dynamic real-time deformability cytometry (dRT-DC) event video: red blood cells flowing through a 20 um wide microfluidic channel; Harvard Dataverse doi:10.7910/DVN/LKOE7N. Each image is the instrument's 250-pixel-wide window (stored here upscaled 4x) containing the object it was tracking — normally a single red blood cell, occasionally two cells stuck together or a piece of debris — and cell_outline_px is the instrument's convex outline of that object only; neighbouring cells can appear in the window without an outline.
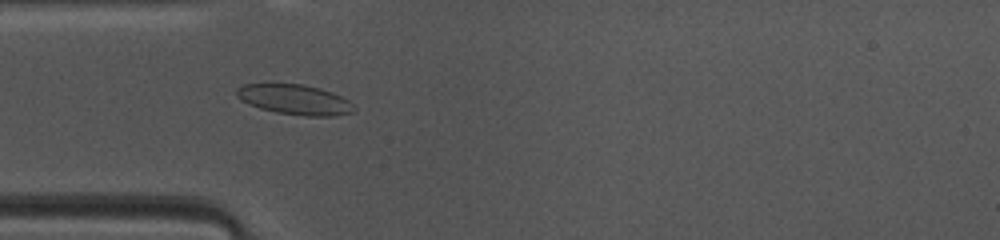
{"species": "common noctule bat (a hibernating species)", "species_latin": "Nyctalus noctula", "temperature_condition": "warm", "stored_images_in_passage": 44, "camera_frame_rate_fps": 3000, "um_per_image_px": 0.085, "animal": {"sex": "female", "body_mass_g": 10.0, "forearm_length_mm": 53.1}, "frame": {"image": 1, "passage_image": 10, "time_ms": 3.0, "image_size_px": [1000, 240], "cell_outline_px": [[356, 108], [352, 112], [332, 116], [304, 116], [276, 112], [260, 108], [248, 104], [236, 96], [236, 88], [244, 84], [304, 84], [320, 88], [332, 92], [348, 100]], "centroid_in_image_um": [25.04, 8.46], "position_along_channel_um": 60.0, "area_um2": 20.52}}
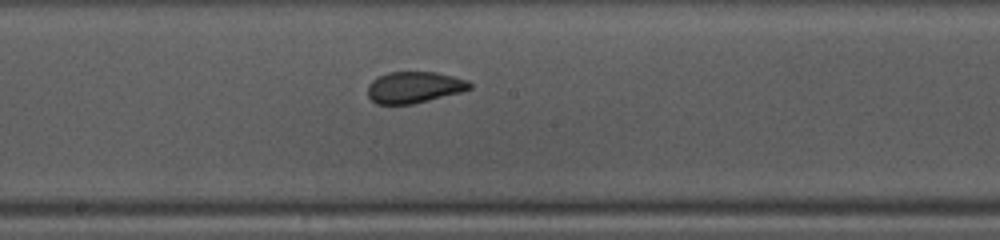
{"frame": {"image": 2, "passage_image": 21, "time_ms": 6.667, "image_size_px": [1000, 240], "cell_outline_px": [[472, 88], [460, 92], [412, 104], [376, 104], [368, 96], [368, 84], [376, 76], [388, 72], [436, 72], [468, 80], [472, 84]], "centroid_in_image_um": [35.18, 7.41], "position_along_channel_um": 213.0, "area_um2": 18.67}}
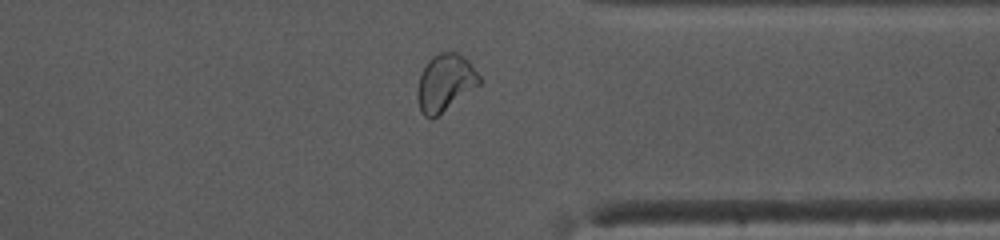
{"frame": {"image": 3, "passage_image": 33, "time_ms": 10.667, "image_size_px": [1000, 240], "cell_outline_px": [[484, 80], [480, 84], [432, 120], [424, 116], [420, 112], [416, 100], [416, 92], [420, 76], [428, 60], [432, 56], [440, 52], [456, 52], [464, 56], [468, 60]], "centroid_in_image_um": [37.83, 7.04], "position_along_channel_um": 373.6, "area_um2": 20.87}, "authors_computed_cell_mechanics": {"area_um2": 20.0566, "velocity_mm_per_s": 4.149, "shape_relaxation_time_tau1_ms": 10.2144, "shape_relaxation_time_tau2_ms": 0.8169, "deformation_change_tau1": 0.2008, "deformation_change_tau2": 0.0519}}